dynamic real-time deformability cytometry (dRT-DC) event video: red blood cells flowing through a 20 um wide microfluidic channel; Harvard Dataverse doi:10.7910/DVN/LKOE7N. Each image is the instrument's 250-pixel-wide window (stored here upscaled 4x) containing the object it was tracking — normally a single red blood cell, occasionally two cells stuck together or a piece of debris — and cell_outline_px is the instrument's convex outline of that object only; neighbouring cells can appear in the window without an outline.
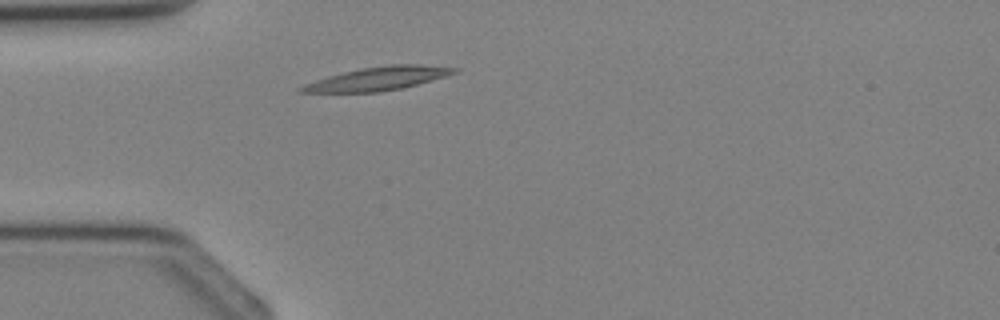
{"species": "Egyptian fruit bat (a non-hibernating species)", "species_latin": "Rousettus aegyptiacus", "temperature_condition": "cold", "stored_images_in_passage": 1, "camera_frame_rate_fps": 3000, "um_per_image_px": 0.085, "animal": {"sex": "female"}, "frame": {"image": 1, "passage_image": 1, "time_ms": 0.0, "image_size_px": [1000, 320], "cell_outline_px": [[460, 72], [448, 76], [400, 88], [380, 92], [296, 92], [296, 88], [304, 84], [328, 76], [360, 68], [388, 64], [420, 64], [460, 68]], "centroid_in_image_um": [32.16, 6.67], "position_along_channel_um": 52.8, "area_um2": 20.98}}